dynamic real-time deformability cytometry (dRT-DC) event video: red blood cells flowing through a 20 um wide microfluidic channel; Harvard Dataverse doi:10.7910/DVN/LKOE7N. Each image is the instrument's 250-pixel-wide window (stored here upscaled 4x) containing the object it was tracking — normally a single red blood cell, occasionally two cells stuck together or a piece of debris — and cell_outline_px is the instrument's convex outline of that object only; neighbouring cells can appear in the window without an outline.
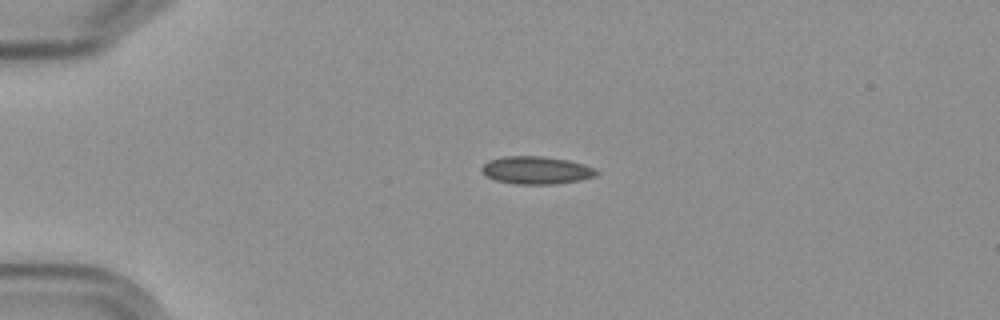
{"species": "Egyptian fruit bat (a non-hibernating species)", "species_latin": "Rousettus aegyptiacus", "temperature_condition": "cold", "stored_images_in_passage": 2, "camera_frame_rate_fps": 3000, "um_per_image_px": 0.085, "frame": {"image": 1, "passage_image": 1, "time_ms": 0.0, "image_size_px": [1000, 320], "cell_outline_px": [[600, 172], [596, 176], [580, 180], [556, 184], [516, 184], [496, 180], [480, 172], [480, 168], [488, 160], [500, 156], [544, 156], [568, 160], [584, 164], [596, 168]], "centroid_in_image_um": [45.6, 14.46], "position_along_channel_um": 39.4, "area_um2": 18.79}}